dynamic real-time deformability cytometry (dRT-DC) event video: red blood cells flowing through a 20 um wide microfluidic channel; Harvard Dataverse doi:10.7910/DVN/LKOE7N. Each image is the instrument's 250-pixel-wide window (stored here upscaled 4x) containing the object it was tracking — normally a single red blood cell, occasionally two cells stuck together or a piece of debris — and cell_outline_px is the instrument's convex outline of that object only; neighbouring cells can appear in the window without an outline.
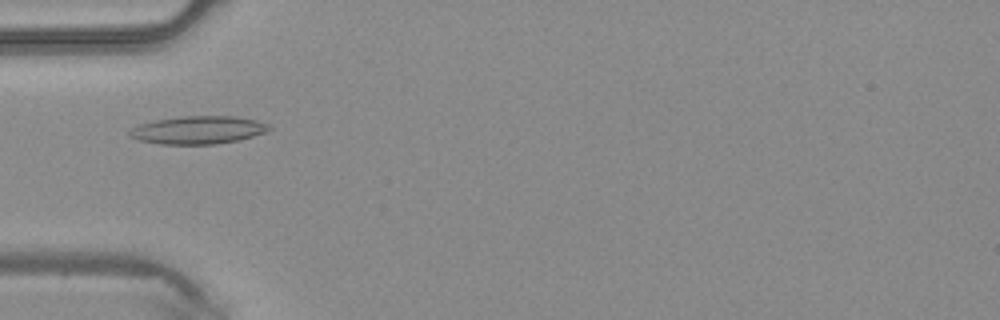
{"species": "common noctule bat (a hibernating species)", "species_latin": "Nyctalus noctula", "temperature_condition": "warm", "stored_images_in_passage": 3, "camera_frame_rate_fps": 3000, "um_per_image_px": 0.085, "animal": {"sex": "male", "body_mass_g": 20.4}, "frame": {"image": 1, "passage_image": 3, "time_ms": 0.667, "image_size_px": [1000, 320], "cell_outline_px": [[272, 128], [268, 132], [236, 140], [216, 144], [160, 144], [140, 140], [128, 136], [128, 128], [140, 124], [156, 120], [184, 116], [236, 116], [256, 120], [268, 124]], "centroid_in_image_um": [16.83, 11.04], "position_along_channel_um": 68.2, "area_um2": 22.72}}